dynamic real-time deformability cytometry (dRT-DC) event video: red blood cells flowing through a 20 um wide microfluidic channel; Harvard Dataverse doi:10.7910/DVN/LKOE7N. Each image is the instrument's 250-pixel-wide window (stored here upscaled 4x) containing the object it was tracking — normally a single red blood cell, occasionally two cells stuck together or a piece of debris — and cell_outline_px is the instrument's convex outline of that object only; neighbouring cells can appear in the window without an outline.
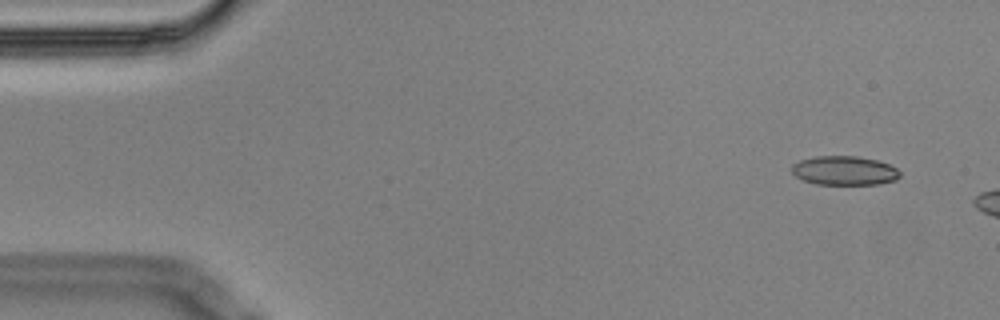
{"species": "Egyptian fruit bat (a non-hibernating species)", "species_latin": "Rousettus aegyptiacus", "temperature_condition": "cold", "stored_images_in_passage": 2, "camera_frame_rate_fps": 3000, "um_per_image_px": 0.085, "animal": {"sex": "male"}, "frame": {"image": 1, "passage_image": 1, "time_ms": 0.0, "image_size_px": [1000, 320], "cell_outline_px": [[900, 176], [896, 180], [880, 184], [816, 184], [804, 180], [796, 176], [792, 172], [792, 164], [800, 160], [816, 156], [856, 156], [876, 160], [888, 164], [896, 168], [900, 172]], "centroid_in_image_um": [71.78, 14.5], "position_along_channel_um": 13.2, "area_um2": 18.26}}